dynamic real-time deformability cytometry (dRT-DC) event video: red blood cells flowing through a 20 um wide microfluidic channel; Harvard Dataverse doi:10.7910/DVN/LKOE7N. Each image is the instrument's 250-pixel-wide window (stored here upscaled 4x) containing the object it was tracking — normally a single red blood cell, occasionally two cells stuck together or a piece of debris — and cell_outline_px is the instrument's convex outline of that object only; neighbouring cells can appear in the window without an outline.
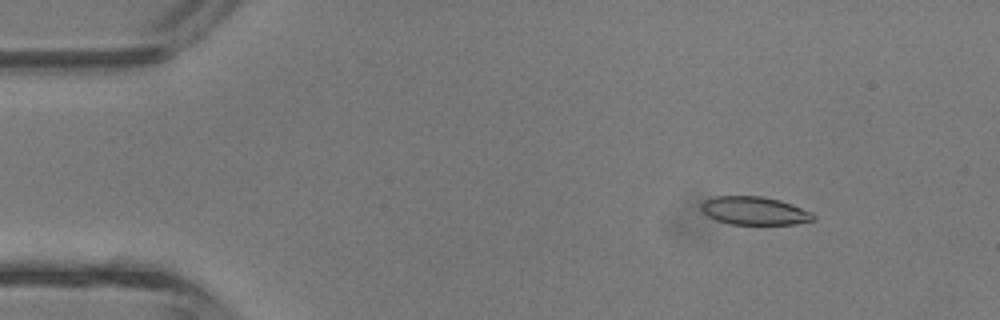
{"species": "common noctule bat (a hibernating species)", "species_latin": "Nyctalus noctula", "temperature_condition": "room temperature", "stored_images_in_passage": 43, "camera_frame_rate_fps": 3000, "um_per_image_px": 0.085, "animal": {"sex": "male", "body_mass_g": 13.3}, "frame": {"image": 1, "passage_image": 6, "time_ms": 1.667, "image_size_px": [1000, 320], "cell_outline_px": [[816, 220], [796, 224], [732, 224], [716, 220], [708, 216], [700, 208], [700, 204], [704, 200], [716, 196], [764, 196], [780, 200], [792, 204], [812, 212], [816, 216]], "centroid_in_image_um": [64.15, 17.91], "position_along_channel_um": 20.8, "area_um2": 18.55}}
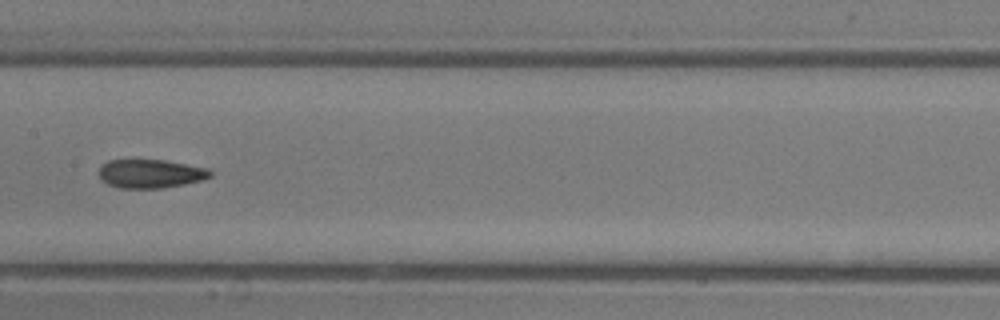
{"frame": {"image": 2, "passage_image": 22, "time_ms": 7.0, "image_size_px": [1000, 320], "cell_outline_px": [[212, 176], [204, 180], [184, 184], [160, 188], [120, 188], [108, 184], [100, 180], [96, 172], [108, 160], [164, 160], [208, 168], [212, 172]], "centroid_in_image_um": [12.78, 14.77], "position_along_channel_um": 194.6, "area_um2": 18.73}}
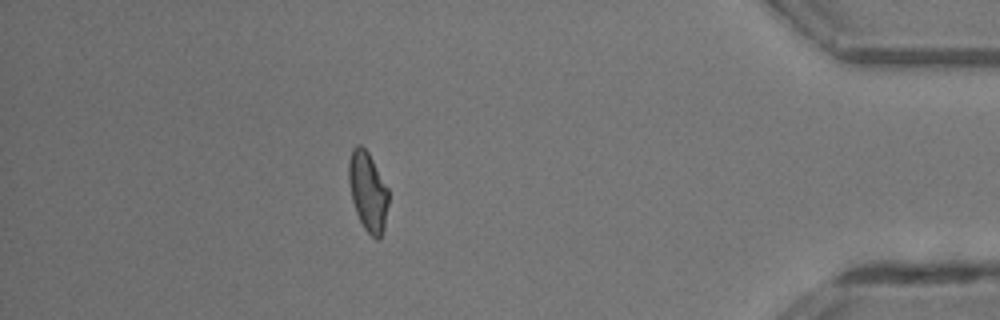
{"frame": {"image": 3, "passage_image": 38, "time_ms": 12.333, "image_size_px": [1000, 320], "cell_outline_px": [[388, 204], [384, 228], [380, 240], [376, 240], [364, 228], [356, 212], [352, 200], [348, 180], [348, 160], [352, 148], [356, 144], [360, 144], [368, 152], [388, 188]], "centroid_in_image_um": [31.26, 16.26], "position_along_channel_um": 403.9, "area_um2": 18.44}, "authors_computed_cell_mechanics": {"area_um2": 18.8428, "velocity_mm_per_s": 4.8333, "shape_relaxation_time_tau1_ms": 4.4308, "shape_relaxation_time_tau2_ms": 2.0971, "deformation_change_tau1": 0.1658, "deformation_change_tau2": 0.0992}}